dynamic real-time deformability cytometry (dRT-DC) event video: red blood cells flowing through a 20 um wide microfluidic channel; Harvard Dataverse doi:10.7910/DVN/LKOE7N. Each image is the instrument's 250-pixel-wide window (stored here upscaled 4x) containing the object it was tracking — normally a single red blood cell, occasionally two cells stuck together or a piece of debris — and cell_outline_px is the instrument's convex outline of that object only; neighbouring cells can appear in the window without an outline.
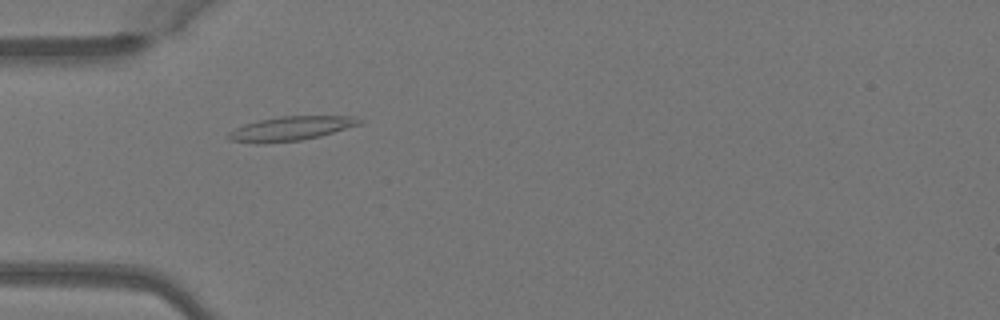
{"species": "Egyptian fruit bat (a non-hibernating species)", "species_latin": "Rousettus aegyptiacus", "temperature_condition": "warm", "stored_images_in_passage": 4, "camera_frame_rate_fps": 3000, "um_per_image_px": 0.085, "animal": {"sex": "female"}, "frame": {"image": 1, "passage_image": 4, "time_ms": 1.0, "image_size_px": [1000, 320], "cell_outline_px": [[360, 124], [320, 136], [300, 140], [260, 144], [256, 144], [228, 140], [228, 132], [244, 124], [260, 120], [280, 116], [352, 116], [360, 120]], "centroid_in_image_um": [24.65, 10.93], "position_along_channel_um": 60.4, "area_um2": 18.32}}